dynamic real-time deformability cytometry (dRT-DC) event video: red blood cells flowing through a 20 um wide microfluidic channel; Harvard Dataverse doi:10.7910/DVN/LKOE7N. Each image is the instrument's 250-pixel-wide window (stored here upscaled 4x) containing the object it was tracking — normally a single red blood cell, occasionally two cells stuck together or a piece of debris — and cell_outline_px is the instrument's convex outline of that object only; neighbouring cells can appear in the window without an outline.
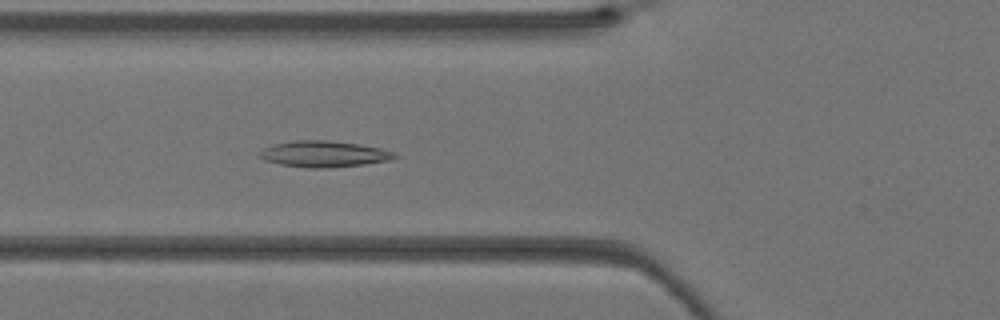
{"species": "Egyptian fruit bat (a non-hibernating species)", "species_latin": "Rousettus aegyptiacus", "temperature_condition": "warm", "stored_images_in_passage": 38, "camera_frame_rate_fps": 3000, "um_per_image_px": 0.085, "animal": {"sex": "female"}, "frame": {"image": 1, "passage_image": 12, "time_ms": 3.667, "image_size_px": [1000, 320], "cell_outline_px": [[400, 156], [388, 160], [364, 164], [328, 168], [308, 168], [280, 164], [264, 160], [256, 156], [256, 152], [272, 144], [292, 140], [328, 140], [360, 144], [380, 148], [396, 152]], "centroid_in_image_um": [27.48, 13.08], "position_along_channel_um": 98.3, "area_um2": 20.92}}
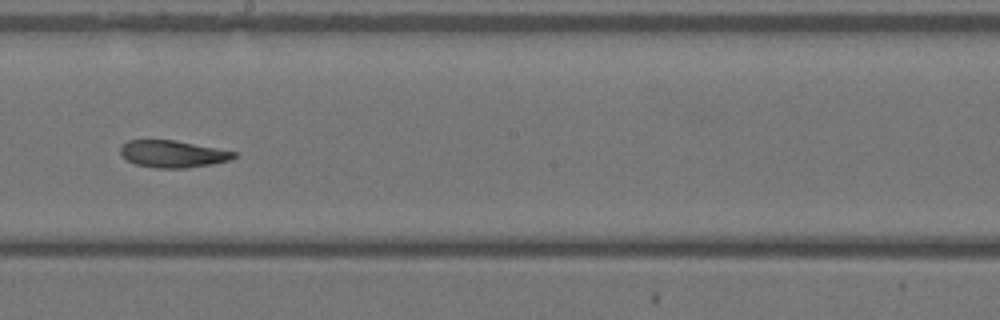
{"frame": {"image": 2, "passage_image": 20, "time_ms": 6.333, "image_size_px": [1000, 320], "cell_outline_px": [[236, 156], [228, 160], [212, 164], [184, 168], [156, 168], [136, 164], [128, 160], [120, 152], [120, 148], [128, 140], [176, 140], [236, 152]], "centroid_in_image_um": [14.68, 13.08], "position_along_channel_um": 233.5, "area_um2": 17.63}}
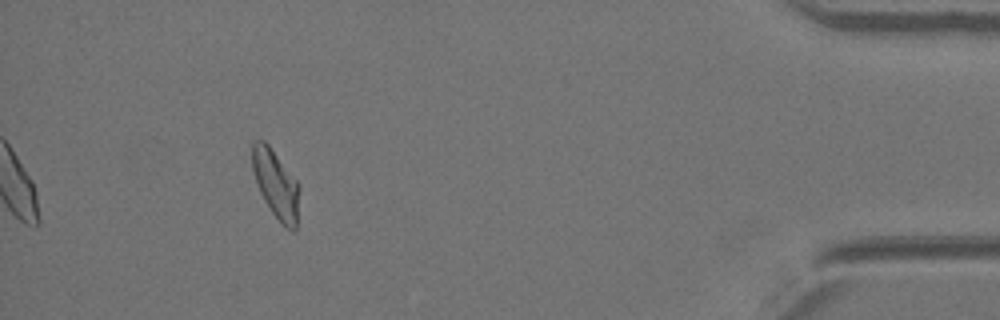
{"frame": {"image": 3, "passage_image": 34, "time_ms": 11.0, "image_size_px": [1000, 320], "cell_outline_px": [[300, 188], [296, 232], [292, 232], [284, 228], [272, 212], [264, 200], [260, 192], [252, 168], [252, 144], [256, 140], [264, 140], [268, 144], [300, 184]], "centroid_in_image_um": [23.48, 15.7], "position_along_channel_um": 411.7, "area_um2": 18.9}}